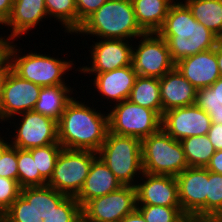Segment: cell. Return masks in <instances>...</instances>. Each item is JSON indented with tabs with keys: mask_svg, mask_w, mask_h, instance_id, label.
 <instances>
[{
	"mask_svg": "<svg viewBox=\"0 0 222 222\" xmlns=\"http://www.w3.org/2000/svg\"><path fill=\"white\" fill-rule=\"evenodd\" d=\"M157 33L167 41L174 63L211 50L218 43V37L194 18L183 1L178 0L170 6Z\"/></svg>",
	"mask_w": 222,
	"mask_h": 222,
	"instance_id": "1",
	"label": "cell"
},
{
	"mask_svg": "<svg viewBox=\"0 0 222 222\" xmlns=\"http://www.w3.org/2000/svg\"><path fill=\"white\" fill-rule=\"evenodd\" d=\"M73 99L57 122L58 142L63 149L98 152L109 131L108 114Z\"/></svg>",
	"mask_w": 222,
	"mask_h": 222,
	"instance_id": "2",
	"label": "cell"
},
{
	"mask_svg": "<svg viewBox=\"0 0 222 222\" xmlns=\"http://www.w3.org/2000/svg\"><path fill=\"white\" fill-rule=\"evenodd\" d=\"M76 33L95 35L97 39L133 41L145 32L136 21L131 0H108L81 24Z\"/></svg>",
	"mask_w": 222,
	"mask_h": 222,
	"instance_id": "3",
	"label": "cell"
},
{
	"mask_svg": "<svg viewBox=\"0 0 222 222\" xmlns=\"http://www.w3.org/2000/svg\"><path fill=\"white\" fill-rule=\"evenodd\" d=\"M97 154L123 186H135L136 182H139L134 179L136 175L143 174L139 138L116 135L108 131Z\"/></svg>",
	"mask_w": 222,
	"mask_h": 222,
	"instance_id": "4",
	"label": "cell"
},
{
	"mask_svg": "<svg viewBox=\"0 0 222 222\" xmlns=\"http://www.w3.org/2000/svg\"><path fill=\"white\" fill-rule=\"evenodd\" d=\"M141 154L145 173L176 177L188 167L181 142L162 128L141 140Z\"/></svg>",
	"mask_w": 222,
	"mask_h": 222,
	"instance_id": "5",
	"label": "cell"
},
{
	"mask_svg": "<svg viewBox=\"0 0 222 222\" xmlns=\"http://www.w3.org/2000/svg\"><path fill=\"white\" fill-rule=\"evenodd\" d=\"M13 44L12 41L9 48V61L12 70L17 75L41 87L67 85L62 77L72 69L73 61H65L58 57L35 52L21 56L19 53L22 49H16L17 45Z\"/></svg>",
	"mask_w": 222,
	"mask_h": 222,
	"instance_id": "6",
	"label": "cell"
},
{
	"mask_svg": "<svg viewBox=\"0 0 222 222\" xmlns=\"http://www.w3.org/2000/svg\"><path fill=\"white\" fill-rule=\"evenodd\" d=\"M111 108L108 112L109 132L116 135L142 140L161 129L162 117L156 111L134 104L129 99Z\"/></svg>",
	"mask_w": 222,
	"mask_h": 222,
	"instance_id": "7",
	"label": "cell"
},
{
	"mask_svg": "<svg viewBox=\"0 0 222 222\" xmlns=\"http://www.w3.org/2000/svg\"><path fill=\"white\" fill-rule=\"evenodd\" d=\"M97 152L62 149L48 186L67 196L76 197L84 186Z\"/></svg>",
	"mask_w": 222,
	"mask_h": 222,
	"instance_id": "8",
	"label": "cell"
},
{
	"mask_svg": "<svg viewBox=\"0 0 222 222\" xmlns=\"http://www.w3.org/2000/svg\"><path fill=\"white\" fill-rule=\"evenodd\" d=\"M139 38V45L132 47V65L139 76L160 79L175 68L167 41L157 32L144 33Z\"/></svg>",
	"mask_w": 222,
	"mask_h": 222,
	"instance_id": "9",
	"label": "cell"
},
{
	"mask_svg": "<svg viewBox=\"0 0 222 222\" xmlns=\"http://www.w3.org/2000/svg\"><path fill=\"white\" fill-rule=\"evenodd\" d=\"M137 209L135 186L118 190L88 201L82 207V222H119Z\"/></svg>",
	"mask_w": 222,
	"mask_h": 222,
	"instance_id": "10",
	"label": "cell"
},
{
	"mask_svg": "<svg viewBox=\"0 0 222 222\" xmlns=\"http://www.w3.org/2000/svg\"><path fill=\"white\" fill-rule=\"evenodd\" d=\"M22 117L11 146L29 150L53 143H58L57 121L34 111H27L19 115Z\"/></svg>",
	"mask_w": 222,
	"mask_h": 222,
	"instance_id": "11",
	"label": "cell"
},
{
	"mask_svg": "<svg viewBox=\"0 0 222 222\" xmlns=\"http://www.w3.org/2000/svg\"><path fill=\"white\" fill-rule=\"evenodd\" d=\"M211 118L196 104L176 107L162 115L161 128L175 140L181 141L192 136L206 135Z\"/></svg>",
	"mask_w": 222,
	"mask_h": 222,
	"instance_id": "12",
	"label": "cell"
},
{
	"mask_svg": "<svg viewBox=\"0 0 222 222\" xmlns=\"http://www.w3.org/2000/svg\"><path fill=\"white\" fill-rule=\"evenodd\" d=\"M176 180L182 212L207 219L208 170L202 167H187L176 176Z\"/></svg>",
	"mask_w": 222,
	"mask_h": 222,
	"instance_id": "13",
	"label": "cell"
},
{
	"mask_svg": "<svg viewBox=\"0 0 222 222\" xmlns=\"http://www.w3.org/2000/svg\"><path fill=\"white\" fill-rule=\"evenodd\" d=\"M41 89V86L21 78L11 69L4 85L0 121L15 119L16 114L33 111Z\"/></svg>",
	"mask_w": 222,
	"mask_h": 222,
	"instance_id": "14",
	"label": "cell"
},
{
	"mask_svg": "<svg viewBox=\"0 0 222 222\" xmlns=\"http://www.w3.org/2000/svg\"><path fill=\"white\" fill-rule=\"evenodd\" d=\"M98 42L92 44L91 51L88 50L92 58L87 66H82L79 72L84 74H97L119 69L132 65V44L130 40L121 39H98ZM129 42V43H128Z\"/></svg>",
	"mask_w": 222,
	"mask_h": 222,
	"instance_id": "15",
	"label": "cell"
},
{
	"mask_svg": "<svg viewBox=\"0 0 222 222\" xmlns=\"http://www.w3.org/2000/svg\"><path fill=\"white\" fill-rule=\"evenodd\" d=\"M140 180L135 185L137 205L181 207L175 176L143 172Z\"/></svg>",
	"mask_w": 222,
	"mask_h": 222,
	"instance_id": "16",
	"label": "cell"
},
{
	"mask_svg": "<svg viewBox=\"0 0 222 222\" xmlns=\"http://www.w3.org/2000/svg\"><path fill=\"white\" fill-rule=\"evenodd\" d=\"M175 68L197 90L210 87L221 77L215 48L180 60L175 63Z\"/></svg>",
	"mask_w": 222,
	"mask_h": 222,
	"instance_id": "17",
	"label": "cell"
},
{
	"mask_svg": "<svg viewBox=\"0 0 222 222\" xmlns=\"http://www.w3.org/2000/svg\"><path fill=\"white\" fill-rule=\"evenodd\" d=\"M138 74L135 72L133 65H128L112 71L97 73L94 75L93 86L105 96L104 98L111 99L114 104L121 103L129 99L132 87Z\"/></svg>",
	"mask_w": 222,
	"mask_h": 222,
	"instance_id": "18",
	"label": "cell"
},
{
	"mask_svg": "<svg viewBox=\"0 0 222 222\" xmlns=\"http://www.w3.org/2000/svg\"><path fill=\"white\" fill-rule=\"evenodd\" d=\"M47 16L45 0H13L11 15L4 24L10 26L12 31L6 38L14 41L15 38L28 34Z\"/></svg>",
	"mask_w": 222,
	"mask_h": 222,
	"instance_id": "19",
	"label": "cell"
},
{
	"mask_svg": "<svg viewBox=\"0 0 222 222\" xmlns=\"http://www.w3.org/2000/svg\"><path fill=\"white\" fill-rule=\"evenodd\" d=\"M163 113L176 107L195 104L197 89L176 69L160 78Z\"/></svg>",
	"mask_w": 222,
	"mask_h": 222,
	"instance_id": "20",
	"label": "cell"
},
{
	"mask_svg": "<svg viewBox=\"0 0 222 222\" xmlns=\"http://www.w3.org/2000/svg\"><path fill=\"white\" fill-rule=\"evenodd\" d=\"M121 186L123 185L116 179L112 171L97 156L91 164L84 186L75 198L83 207L88 201L114 192Z\"/></svg>",
	"mask_w": 222,
	"mask_h": 222,
	"instance_id": "21",
	"label": "cell"
},
{
	"mask_svg": "<svg viewBox=\"0 0 222 222\" xmlns=\"http://www.w3.org/2000/svg\"><path fill=\"white\" fill-rule=\"evenodd\" d=\"M138 25L145 33L157 32L175 0H131Z\"/></svg>",
	"mask_w": 222,
	"mask_h": 222,
	"instance_id": "22",
	"label": "cell"
},
{
	"mask_svg": "<svg viewBox=\"0 0 222 222\" xmlns=\"http://www.w3.org/2000/svg\"><path fill=\"white\" fill-rule=\"evenodd\" d=\"M72 93L71 87L67 85L42 87L33 111L58 122L66 106L73 99Z\"/></svg>",
	"mask_w": 222,
	"mask_h": 222,
	"instance_id": "23",
	"label": "cell"
},
{
	"mask_svg": "<svg viewBox=\"0 0 222 222\" xmlns=\"http://www.w3.org/2000/svg\"><path fill=\"white\" fill-rule=\"evenodd\" d=\"M20 195L32 205L39 218L42 220L56 209L67 197L48 185L21 188Z\"/></svg>",
	"mask_w": 222,
	"mask_h": 222,
	"instance_id": "24",
	"label": "cell"
},
{
	"mask_svg": "<svg viewBox=\"0 0 222 222\" xmlns=\"http://www.w3.org/2000/svg\"><path fill=\"white\" fill-rule=\"evenodd\" d=\"M129 100L134 104L156 111L162 117L160 79L138 75Z\"/></svg>",
	"mask_w": 222,
	"mask_h": 222,
	"instance_id": "25",
	"label": "cell"
},
{
	"mask_svg": "<svg viewBox=\"0 0 222 222\" xmlns=\"http://www.w3.org/2000/svg\"><path fill=\"white\" fill-rule=\"evenodd\" d=\"M194 18L217 37L222 34V0H185Z\"/></svg>",
	"mask_w": 222,
	"mask_h": 222,
	"instance_id": "26",
	"label": "cell"
},
{
	"mask_svg": "<svg viewBox=\"0 0 222 222\" xmlns=\"http://www.w3.org/2000/svg\"><path fill=\"white\" fill-rule=\"evenodd\" d=\"M188 167L206 168L212 155L216 152L208 135L192 136L181 141Z\"/></svg>",
	"mask_w": 222,
	"mask_h": 222,
	"instance_id": "27",
	"label": "cell"
},
{
	"mask_svg": "<svg viewBox=\"0 0 222 222\" xmlns=\"http://www.w3.org/2000/svg\"><path fill=\"white\" fill-rule=\"evenodd\" d=\"M48 17H53L62 23L64 32L74 33L77 31V7L75 0H45Z\"/></svg>",
	"mask_w": 222,
	"mask_h": 222,
	"instance_id": "28",
	"label": "cell"
},
{
	"mask_svg": "<svg viewBox=\"0 0 222 222\" xmlns=\"http://www.w3.org/2000/svg\"><path fill=\"white\" fill-rule=\"evenodd\" d=\"M62 149V145L58 142L28 150L35 161L36 172H40V176L47 183L53 175L57 158Z\"/></svg>",
	"mask_w": 222,
	"mask_h": 222,
	"instance_id": "29",
	"label": "cell"
},
{
	"mask_svg": "<svg viewBox=\"0 0 222 222\" xmlns=\"http://www.w3.org/2000/svg\"><path fill=\"white\" fill-rule=\"evenodd\" d=\"M18 184L21 188L45 186L47 182L36 172V164L28 150L17 148Z\"/></svg>",
	"mask_w": 222,
	"mask_h": 222,
	"instance_id": "30",
	"label": "cell"
},
{
	"mask_svg": "<svg viewBox=\"0 0 222 222\" xmlns=\"http://www.w3.org/2000/svg\"><path fill=\"white\" fill-rule=\"evenodd\" d=\"M207 219L222 222V174L208 171Z\"/></svg>",
	"mask_w": 222,
	"mask_h": 222,
	"instance_id": "31",
	"label": "cell"
},
{
	"mask_svg": "<svg viewBox=\"0 0 222 222\" xmlns=\"http://www.w3.org/2000/svg\"><path fill=\"white\" fill-rule=\"evenodd\" d=\"M137 210L146 222H179L186 216L181 207L137 205Z\"/></svg>",
	"mask_w": 222,
	"mask_h": 222,
	"instance_id": "32",
	"label": "cell"
},
{
	"mask_svg": "<svg viewBox=\"0 0 222 222\" xmlns=\"http://www.w3.org/2000/svg\"><path fill=\"white\" fill-rule=\"evenodd\" d=\"M43 222H82V207L74 196H67Z\"/></svg>",
	"mask_w": 222,
	"mask_h": 222,
	"instance_id": "33",
	"label": "cell"
},
{
	"mask_svg": "<svg viewBox=\"0 0 222 222\" xmlns=\"http://www.w3.org/2000/svg\"><path fill=\"white\" fill-rule=\"evenodd\" d=\"M195 104L206 113L222 109V76L210 87L197 90Z\"/></svg>",
	"mask_w": 222,
	"mask_h": 222,
	"instance_id": "34",
	"label": "cell"
},
{
	"mask_svg": "<svg viewBox=\"0 0 222 222\" xmlns=\"http://www.w3.org/2000/svg\"><path fill=\"white\" fill-rule=\"evenodd\" d=\"M5 222H43L32 205L20 195L1 216Z\"/></svg>",
	"mask_w": 222,
	"mask_h": 222,
	"instance_id": "35",
	"label": "cell"
},
{
	"mask_svg": "<svg viewBox=\"0 0 222 222\" xmlns=\"http://www.w3.org/2000/svg\"><path fill=\"white\" fill-rule=\"evenodd\" d=\"M21 187L18 181L0 176V217L10 208L20 196Z\"/></svg>",
	"mask_w": 222,
	"mask_h": 222,
	"instance_id": "36",
	"label": "cell"
},
{
	"mask_svg": "<svg viewBox=\"0 0 222 222\" xmlns=\"http://www.w3.org/2000/svg\"><path fill=\"white\" fill-rule=\"evenodd\" d=\"M0 176L18 181L17 148L10 146L0 159Z\"/></svg>",
	"mask_w": 222,
	"mask_h": 222,
	"instance_id": "37",
	"label": "cell"
},
{
	"mask_svg": "<svg viewBox=\"0 0 222 222\" xmlns=\"http://www.w3.org/2000/svg\"><path fill=\"white\" fill-rule=\"evenodd\" d=\"M77 7V30L81 24L108 0H75Z\"/></svg>",
	"mask_w": 222,
	"mask_h": 222,
	"instance_id": "38",
	"label": "cell"
},
{
	"mask_svg": "<svg viewBox=\"0 0 222 222\" xmlns=\"http://www.w3.org/2000/svg\"><path fill=\"white\" fill-rule=\"evenodd\" d=\"M207 135L215 150H222V124L211 123Z\"/></svg>",
	"mask_w": 222,
	"mask_h": 222,
	"instance_id": "39",
	"label": "cell"
},
{
	"mask_svg": "<svg viewBox=\"0 0 222 222\" xmlns=\"http://www.w3.org/2000/svg\"><path fill=\"white\" fill-rule=\"evenodd\" d=\"M206 169L213 173L222 174V150H218L212 155Z\"/></svg>",
	"mask_w": 222,
	"mask_h": 222,
	"instance_id": "40",
	"label": "cell"
},
{
	"mask_svg": "<svg viewBox=\"0 0 222 222\" xmlns=\"http://www.w3.org/2000/svg\"><path fill=\"white\" fill-rule=\"evenodd\" d=\"M11 40L0 36V68L9 60Z\"/></svg>",
	"mask_w": 222,
	"mask_h": 222,
	"instance_id": "41",
	"label": "cell"
},
{
	"mask_svg": "<svg viewBox=\"0 0 222 222\" xmlns=\"http://www.w3.org/2000/svg\"><path fill=\"white\" fill-rule=\"evenodd\" d=\"M13 8V0H0V20L5 24Z\"/></svg>",
	"mask_w": 222,
	"mask_h": 222,
	"instance_id": "42",
	"label": "cell"
},
{
	"mask_svg": "<svg viewBox=\"0 0 222 222\" xmlns=\"http://www.w3.org/2000/svg\"><path fill=\"white\" fill-rule=\"evenodd\" d=\"M11 69L12 67L9 60L0 68V104L2 101L4 85Z\"/></svg>",
	"mask_w": 222,
	"mask_h": 222,
	"instance_id": "43",
	"label": "cell"
},
{
	"mask_svg": "<svg viewBox=\"0 0 222 222\" xmlns=\"http://www.w3.org/2000/svg\"><path fill=\"white\" fill-rule=\"evenodd\" d=\"M119 222H146L142 214L136 209L122 218Z\"/></svg>",
	"mask_w": 222,
	"mask_h": 222,
	"instance_id": "44",
	"label": "cell"
},
{
	"mask_svg": "<svg viewBox=\"0 0 222 222\" xmlns=\"http://www.w3.org/2000/svg\"><path fill=\"white\" fill-rule=\"evenodd\" d=\"M207 114L211 118L213 124H222V109L210 110Z\"/></svg>",
	"mask_w": 222,
	"mask_h": 222,
	"instance_id": "45",
	"label": "cell"
},
{
	"mask_svg": "<svg viewBox=\"0 0 222 222\" xmlns=\"http://www.w3.org/2000/svg\"><path fill=\"white\" fill-rule=\"evenodd\" d=\"M215 53L218 62L219 72L220 75L222 76V46L219 43H217L215 46Z\"/></svg>",
	"mask_w": 222,
	"mask_h": 222,
	"instance_id": "46",
	"label": "cell"
},
{
	"mask_svg": "<svg viewBox=\"0 0 222 222\" xmlns=\"http://www.w3.org/2000/svg\"><path fill=\"white\" fill-rule=\"evenodd\" d=\"M179 222H212L208 219L199 217V216H190L186 215L181 221Z\"/></svg>",
	"mask_w": 222,
	"mask_h": 222,
	"instance_id": "47",
	"label": "cell"
},
{
	"mask_svg": "<svg viewBox=\"0 0 222 222\" xmlns=\"http://www.w3.org/2000/svg\"><path fill=\"white\" fill-rule=\"evenodd\" d=\"M11 146L9 142H6L2 137H0V159L3 153Z\"/></svg>",
	"mask_w": 222,
	"mask_h": 222,
	"instance_id": "48",
	"label": "cell"
},
{
	"mask_svg": "<svg viewBox=\"0 0 222 222\" xmlns=\"http://www.w3.org/2000/svg\"><path fill=\"white\" fill-rule=\"evenodd\" d=\"M218 43L222 46V34L218 37Z\"/></svg>",
	"mask_w": 222,
	"mask_h": 222,
	"instance_id": "49",
	"label": "cell"
}]
</instances>
